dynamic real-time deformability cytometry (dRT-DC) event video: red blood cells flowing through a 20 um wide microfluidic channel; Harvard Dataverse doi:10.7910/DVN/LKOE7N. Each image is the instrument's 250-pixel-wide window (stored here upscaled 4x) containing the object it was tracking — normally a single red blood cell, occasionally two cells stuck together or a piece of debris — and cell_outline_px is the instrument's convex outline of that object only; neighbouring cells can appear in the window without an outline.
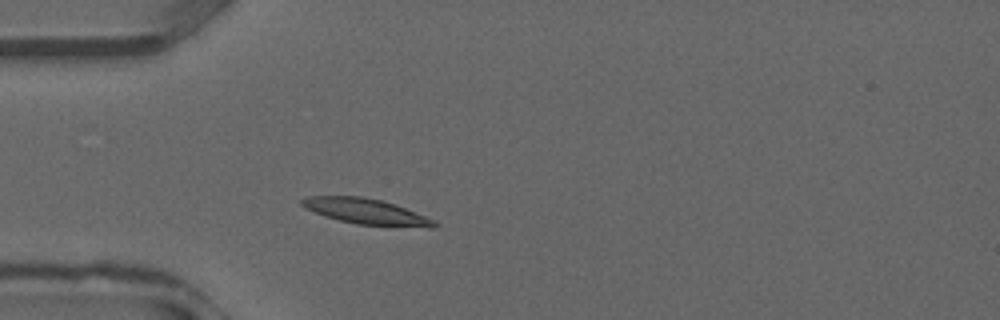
{"species": "common noctule bat (a hibernating species)", "species_latin": "Nyctalus noctula", "temperature_condition": "warm", "stored_images_in_passage": 32, "camera_frame_rate_fps": 3000, "um_per_image_px": 0.085, "animal": {"sex": "male", "forearm_length_mm": 52.5}, "frame": {"image": 1, "passage_image": 5, "time_ms": 1.333, "image_size_px": [1000, 320], "cell_outline_px": [[428, 224], [368, 224], [348, 220], [332, 216], [324, 212], [360, 200], [372, 200], [388, 204], [400, 208], [408, 212]], "centroid_in_image_um": [31.82, 18.15], "position_along_channel_um": 53.2, "area_um2": 10.98}}
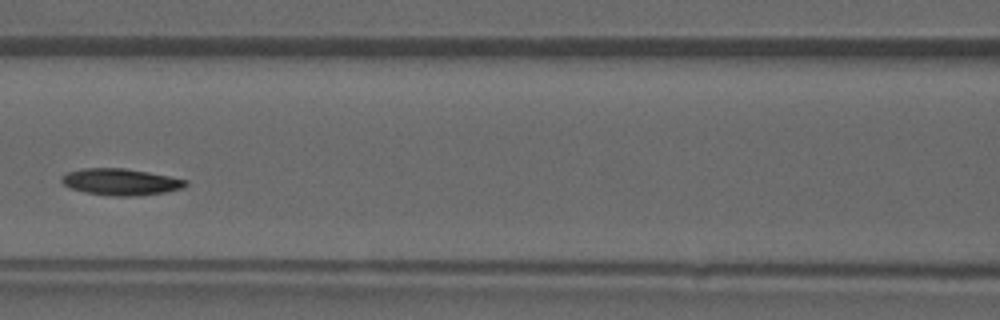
{"frame": {"image": 2, "passage_image": 11, "time_ms": 3.333, "image_size_px": [1000, 320], "cell_outline_px": [[180, 184], [168, 188], [148, 192], [100, 192], [84, 188], [72, 184], [68, 180], [68, 176], [84, 172], [136, 172], [180, 180]], "centroid_in_image_um": [10.34, 15.46], "position_along_channel_um": 156.3, "area_um2": 12.83}}
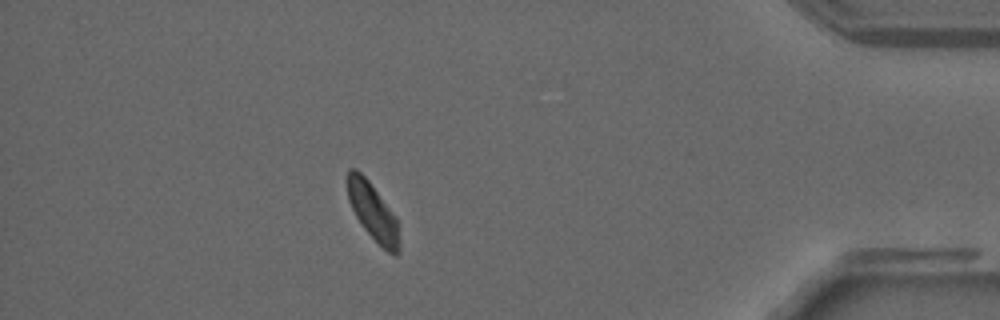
{"frame": {"image": 3, "passage_image": 27, "time_ms": 8.667, "image_size_px": [1000, 320], "cell_outline_px": [[392, 248], [388, 248], [364, 224], [352, 200], [348, 188], [348, 180], [352, 172], [356, 172], [368, 184], [376, 196], [388, 220], [392, 244]], "centroid_in_image_um": [31.41, 17.74], "position_along_channel_um": 403.8, "area_um2": 10.87}}